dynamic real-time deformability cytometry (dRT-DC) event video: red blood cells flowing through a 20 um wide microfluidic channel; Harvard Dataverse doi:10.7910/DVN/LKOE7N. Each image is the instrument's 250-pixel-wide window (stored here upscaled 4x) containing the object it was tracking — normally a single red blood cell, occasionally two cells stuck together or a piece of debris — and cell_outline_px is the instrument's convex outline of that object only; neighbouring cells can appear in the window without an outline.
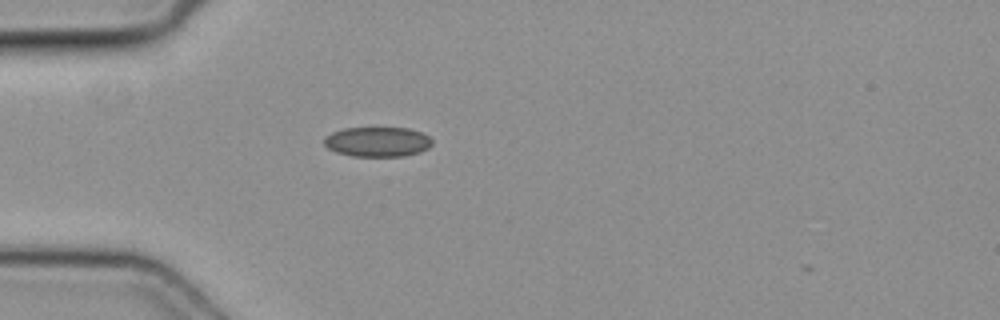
{"species": "common noctule bat (a hibernating species)", "species_latin": "Nyctalus noctula", "temperature_condition": "cold", "stored_images_in_passage": 34, "camera_frame_rate_fps": 3000, "um_per_image_px": 0.085, "animal": {"sex": "female", "body_mass_g": 19.3, "forearm_length_mm": 54.1}, "frame": {"image": 1, "passage_image": 1, "time_ms": 0.0, "image_size_px": [1000, 320], "cell_outline_px": [[432, 144], [428, 148], [420, 152], [404, 156], [352, 156], [336, 152], [328, 148], [324, 144], [324, 136], [332, 132], [344, 128], [408, 128], [420, 132], [428, 136], [432, 140]], "centroid_in_image_um": [32.07, 12.05], "position_along_channel_um": 52.9, "area_um2": 18.79}}
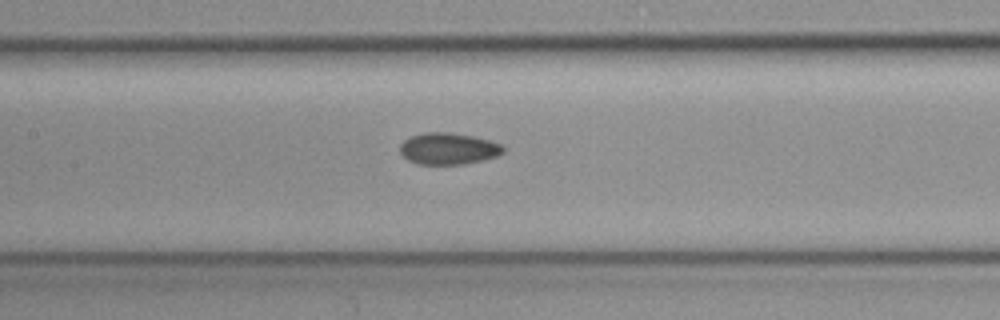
{"frame": {"image": 2, "passage_image": 10, "time_ms": 3.0, "image_size_px": [1000, 320], "cell_outline_px": [[504, 152], [496, 156], [484, 160], [464, 164], [420, 164], [408, 160], [400, 152], [400, 144], [404, 140], [412, 136], [424, 132], [448, 132], [472, 136], [488, 140], [500, 144], [504, 148]], "centroid_in_image_um": [38.1, 12.63], "position_along_channel_um": 169.3, "area_um2": 18.9}}
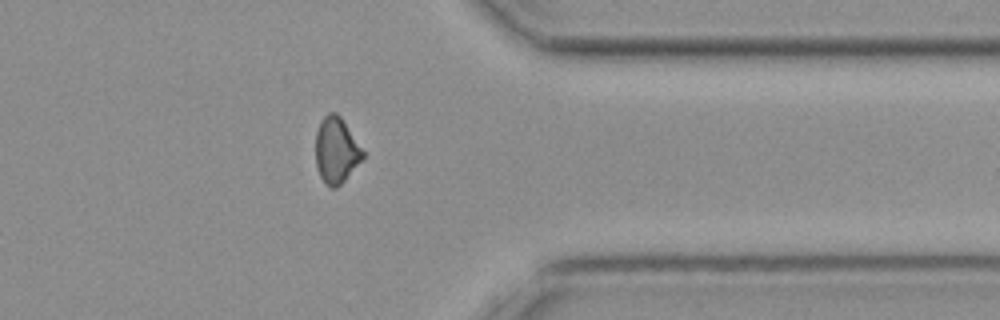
{"frame": {"image": 3, "passage_image": 26, "time_ms": 8.333, "image_size_px": [1000, 320], "cell_outline_px": [[364, 156], [344, 180], [336, 188], [332, 188], [320, 176], [316, 164], [316, 132], [320, 120], [328, 112], [336, 112], [340, 116], [364, 152]], "centroid_in_image_um": [28.55, 12.74], "position_along_channel_um": 382.8, "area_um2": 17.69}}